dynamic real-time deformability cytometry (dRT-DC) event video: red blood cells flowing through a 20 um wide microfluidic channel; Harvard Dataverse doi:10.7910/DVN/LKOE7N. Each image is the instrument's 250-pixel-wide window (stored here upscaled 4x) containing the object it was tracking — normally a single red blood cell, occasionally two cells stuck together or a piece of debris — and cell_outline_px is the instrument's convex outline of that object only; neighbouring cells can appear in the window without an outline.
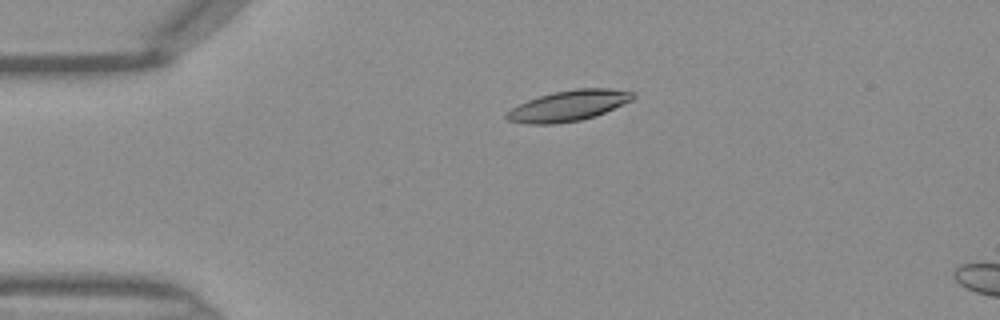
{"species": "Egyptian fruit bat (a non-hibernating species)", "species_latin": "Rousettus aegyptiacus", "temperature_condition": "warm", "stored_images_in_passage": 37, "camera_frame_rate_fps": 3000, "um_per_image_px": 0.085, "frame": {"image": 1, "passage_image": 1, "time_ms": 0.0, "image_size_px": [1000, 320], "cell_outline_px": [[636, 96], [632, 100], [596, 116], [580, 120], [552, 124], [524, 124], [508, 120], [504, 116], [512, 108], [528, 100], [552, 92], [576, 88], [608, 88], [636, 92]], "centroid_in_image_um": [48.34, 8.98], "position_along_channel_um": 36.7, "area_um2": 22.54}}
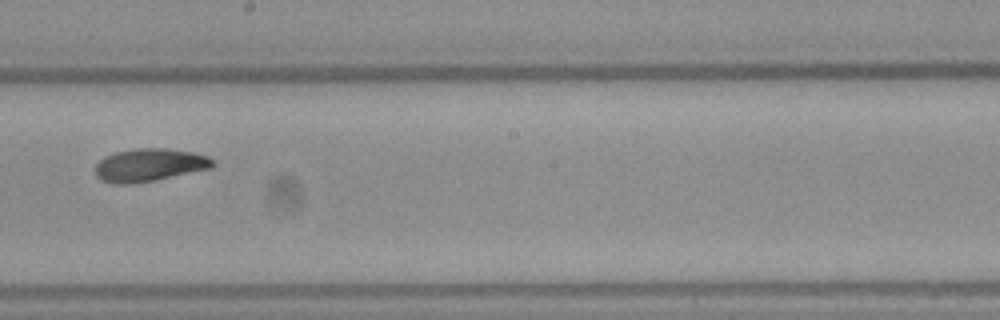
{"frame": {"image": 2, "passage_image": 17, "time_ms": 5.333, "image_size_px": [1000, 320], "cell_outline_px": [[216, 164], [212, 168], [156, 180], [132, 184], [112, 184], [100, 180], [96, 176], [96, 164], [104, 156], [116, 152], [136, 148], [164, 148], [192, 152], [208, 156]], "centroid_in_image_um": [12.69, 14.03], "position_along_channel_um": 235.5, "area_um2": 22.66}}
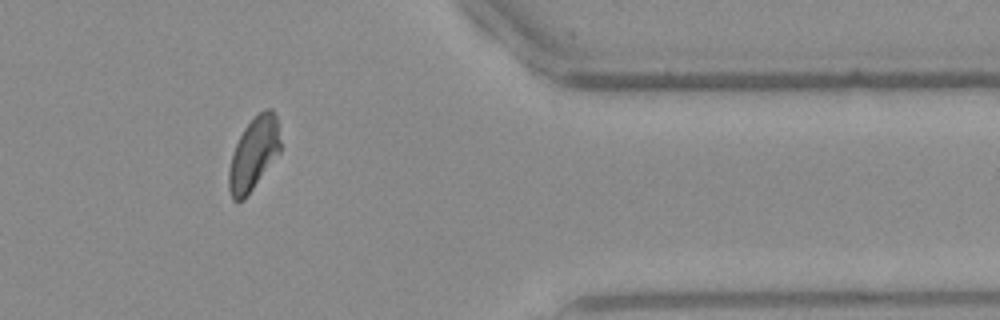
{"frame": {"image": 3, "passage_image": 29, "time_ms": 9.333, "image_size_px": [1000, 320], "cell_outline_px": [[280, 152], [244, 200], [232, 200], [228, 188], [228, 172], [232, 156], [236, 144], [244, 128], [264, 108], [272, 108], [276, 116], [280, 140]], "centroid_in_image_um": [21.56, 13.08], "position_along_channel_um": 389.8, "area_um2": 21.56}}